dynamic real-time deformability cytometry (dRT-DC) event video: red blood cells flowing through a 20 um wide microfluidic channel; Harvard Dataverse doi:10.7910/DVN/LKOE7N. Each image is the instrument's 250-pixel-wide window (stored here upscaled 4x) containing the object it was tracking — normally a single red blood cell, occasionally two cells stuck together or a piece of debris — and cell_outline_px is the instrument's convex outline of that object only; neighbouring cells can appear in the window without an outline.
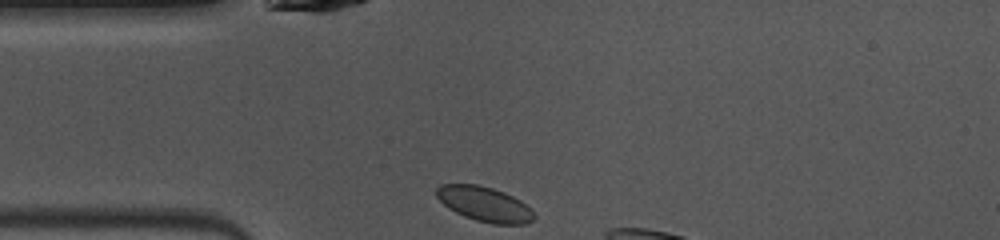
{"species": "common noctule bat (a hibernating species)", "species_latin": "Nyctalus noctula", "temperature_condition": "warm", "stored_images_in_passage": 5, "camera_frame_rate_fps": 3000, "um_per_image_px": 0.085, "animal": {"sex": "female", "body_mass_g": 10.0, "forearm_length_mm": 53.1}, "frame": {"image": 1, "passage_image": 1, "time_ms": 0.0, "image_size_px": [1000, 240], "cell_outline_px": [[536, 216], [528, 224], [492, 224], [476, 220], [464, 216], [448, 208], [436, 196], [436, 188], [440, 184], [476, 184], [492, 188], [504, 192], [520, 200]], "centroid_in_image_um": [41.16, 17.35], "position_along_channel_um": 43.8, "area_um2": 19.65}}
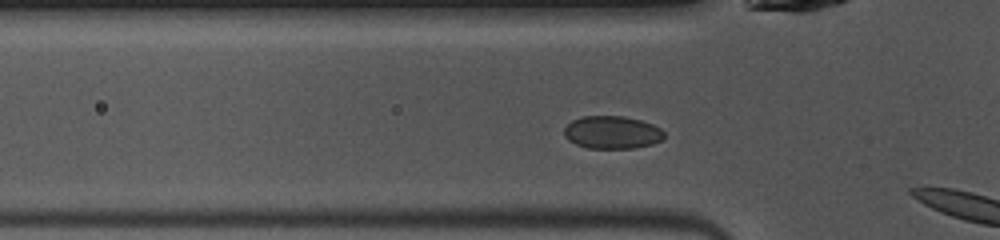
{"frame": {"image": 2, "passage_image": 4, "time_ms": 1.0, "image_size_px": [1000, 240], "cell_outline_px": [[664, 140], [652, 144], [632, 148], [588, 148], [576, 144], [568, 140], [564, 136], [564, 128], [572, 120], [580, 116], [624, 116], [640, 120], [652, 124], [660, 128], [664, 132]], "centroid_in_image_um": [52.02, 11.25], "position_along_channel_um": 73.8, "area_um2": 19.19}}